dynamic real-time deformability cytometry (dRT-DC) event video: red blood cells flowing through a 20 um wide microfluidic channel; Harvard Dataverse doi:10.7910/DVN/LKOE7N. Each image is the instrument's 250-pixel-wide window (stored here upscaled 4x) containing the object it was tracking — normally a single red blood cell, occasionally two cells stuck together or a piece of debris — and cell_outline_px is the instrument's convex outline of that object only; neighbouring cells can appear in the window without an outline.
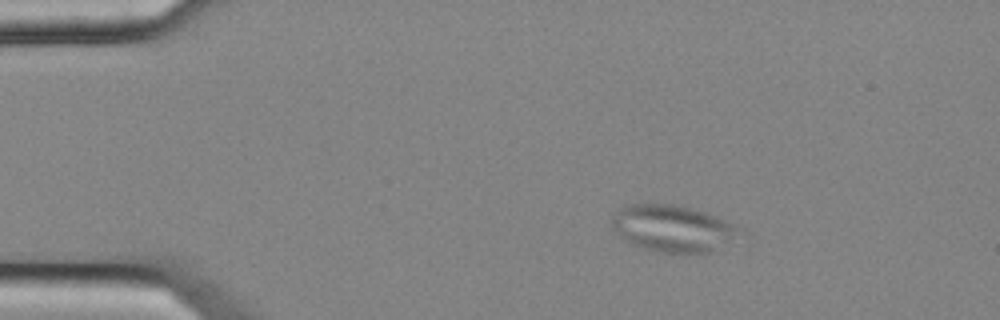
{"species": "common noctule bat (a hibernating species)", "species_latin": "Nyctalus noctula", "temperature_condition": "cold", "stored_images_in_passage": 37, "camera_frame_rate_fps": 3000, "um_per_image_px": 0.085, "animal": {"sex": "female", "body_mass_g": 25.1}, "frame": {"image": 1, "passage_image": 1, "time_ms": 0.0, "image_size_px": [1000, 320], "cell_outline_px": [[736, 228], [728, 240], [708, 252], [656, 252], [632, 244], [624, 240], [608, 224], [608, 220], [620, 208], [628, 204], [680, 204], [704, 212], [724, 220], [732, 224]], "centroid_in_image_um": [56.97, 19.38], "position_along_channel_um": 28.0, "area_um2": 33.81}}
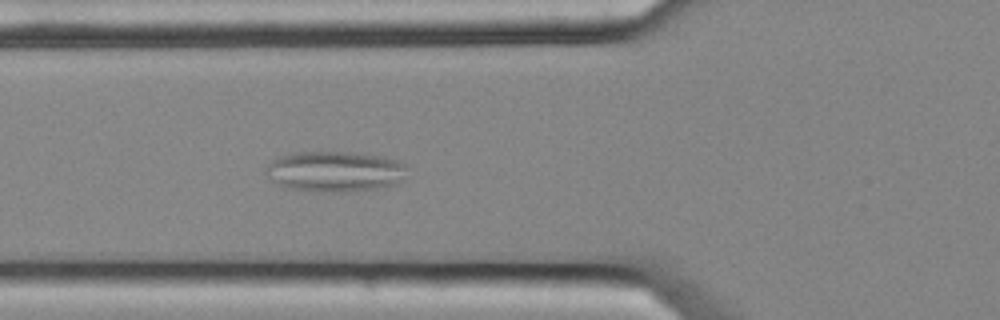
{"frame": {"image": 2, "passage_image": 12, "time_ms": 3.667, "image_size_px": [1000, 320], "cell_outline_px": [[404, 168], [400, 180], [396, 184], [376, 188], [348, 192], [320, 192], [284, 188], [272, 180], [264, 172], [264, 168], [276, 156], [296, 152], [368, 152], [396, 160], [404, 164]], "centroid_in_image_um": [28.38, 14.56], "position_along_channel_um": 97.4, "area_um2": 33.7}}
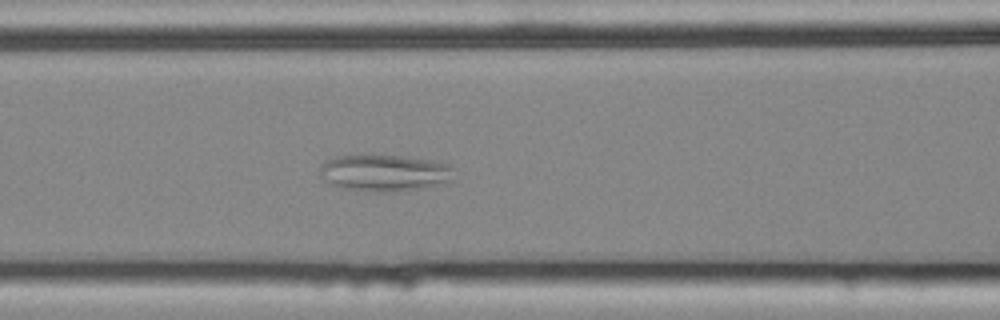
{"frame": {"image": 3, "passage_image": 15, "time_ms": 4.667, "image_size_px": [1000, 320], "cell_outline_px": [[456, 168], [452, 180], [420, 188], [396, 192], [372, 192], [340, 188], [332, 184], [320, 172], [320, 168], [328, 160], [336, 156], [400, 156], [432, 160], [448, 164]], "centroid_in_image_um": [32.75, 14.71], "position_along_channel_um": 133.9, "area_um2": 28.32}}